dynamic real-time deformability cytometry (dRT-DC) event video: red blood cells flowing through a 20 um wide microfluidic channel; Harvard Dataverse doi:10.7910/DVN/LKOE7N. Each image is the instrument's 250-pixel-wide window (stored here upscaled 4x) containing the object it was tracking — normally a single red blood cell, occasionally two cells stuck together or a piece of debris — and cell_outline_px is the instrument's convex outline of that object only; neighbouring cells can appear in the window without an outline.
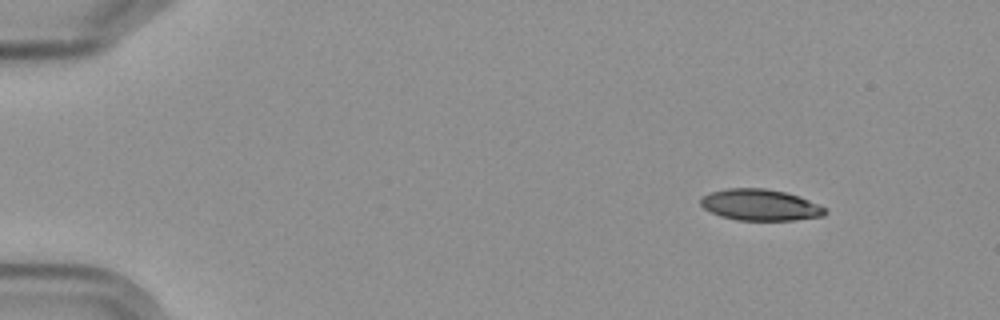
{"species": "Egyptian fruit bat (a non-hibernating species)", "species_latin": "Rousettus aegyptiacus", "temperature_condition": "cold", "stored_images_in_passage": 5, "camera_frame_rate_fps": 3000, "um_per_image_px": 0.085, "frame": {"image": 1, "passage_image": 1, "time_ms": 0.0, "image_size_px": [1000, 320], "cell_outline_px": [[828, 212], [824, 216], [796, 220], [736, 220], [720, 216], [704, 208], [700, 204], [700, 200], [704, 196], [712, 192], [728, 188], [764, 188], [784, 192], [800, 196], [820, 204], [828, 208]], "centroid_in_image_um": [64.69, 17.42], "position_along_channel_um": 20.3, "area_um2": 22.83}}